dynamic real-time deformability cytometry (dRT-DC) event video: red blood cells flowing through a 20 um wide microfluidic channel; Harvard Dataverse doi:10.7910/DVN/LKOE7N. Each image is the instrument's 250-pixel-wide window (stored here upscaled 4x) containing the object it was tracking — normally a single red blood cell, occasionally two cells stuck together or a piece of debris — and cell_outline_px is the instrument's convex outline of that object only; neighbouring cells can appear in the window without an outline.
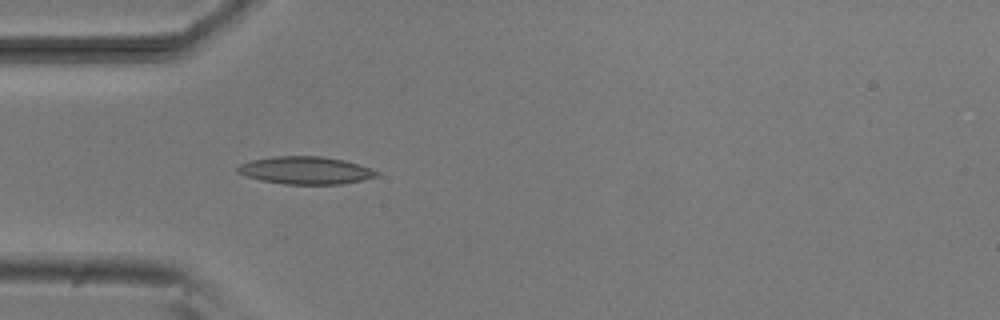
{"species": "common noctule bat (a hibernating species)", "species_latin": "Nyctalus noctula", "temperature_condition": "room temperature", "stored_images_in_passage": 4, "camera_frame_rate_fps": 3000, "um_per_image_px": 0.085, "animal": {"sex": "male", "body_mass_g": 20.5, "forearm_length_mm": 52.5}, "frame": {"image": 1, "passage_image": 4, "time_ms": 4.333, "image_size_px": [1000, 320], "cell_outline_px": [[380, 176], [340, 184], [284, 184], [260, 180], [236, 172], [236, 168], [240, 164], [252, 160], [272, 156], [320, 156], [344, 160], [380, 172]], "centroid_in_image_um": [25.95, 14.48], "position_along_channel_um": 59.1, "area_um2": 22.2}}